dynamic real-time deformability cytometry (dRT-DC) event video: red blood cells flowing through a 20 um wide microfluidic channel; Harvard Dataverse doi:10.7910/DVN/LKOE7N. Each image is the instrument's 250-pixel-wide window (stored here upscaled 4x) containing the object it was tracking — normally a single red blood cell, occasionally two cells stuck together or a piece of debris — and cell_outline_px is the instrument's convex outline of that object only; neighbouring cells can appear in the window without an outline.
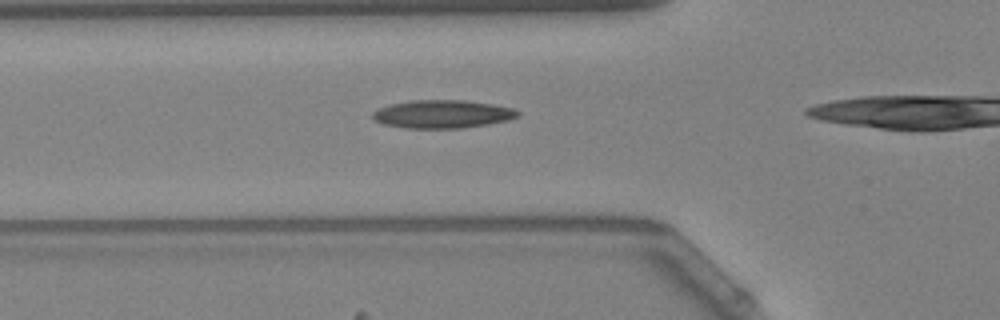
{"species": "Egyptian fruit bat (a non-hibernating species)", "species_latin": "Rousettus aegyptiacus", "temperature_condition": "warm", "stored_images_in_passage": 10, "camera_frame_rate_fps": 3000, "um_per_image_px": 0.085, "animal": {"sex": "female"}, "frame": {"image": 1, "passage_image": 2, "time_ms": 0.333, "image_size_px": [1000, 320], "cell_outline_px": [[520, 116], [508, 120], [488, 124], [464, 128], [404, 128], [384, 124], [372, 120], [372, 112], [380, 108], [392, 104], [412, 100], [464, 100], [492, 104], [512, 108], [520, 112]], "centroid_in_image_um": [37.61, 9.7], "position_along_channel_um": 88.2, "area_um2": 23.81}}
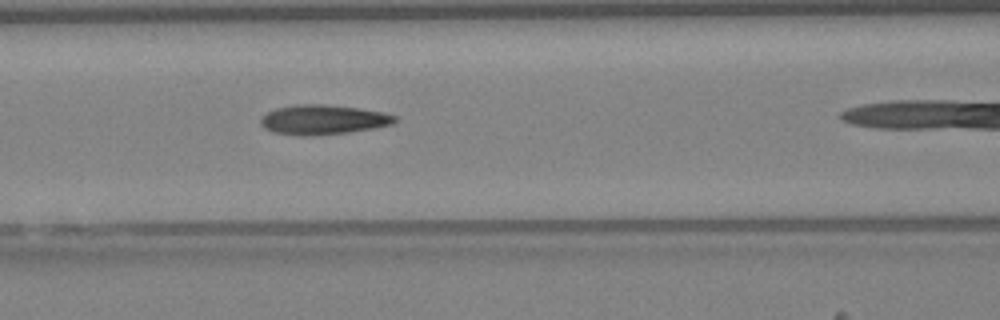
{"frame": {"image": 2, "passage_image": 6, "time_ms": 1.667, "image_size_px": [1000, 320], "cell_outline_px": [[396, 120], [392, 124], [372, 128], [348, 132], [308, 136], [300, 136], [272, 132], [264, 128], [260, 124], [260, 116], [276, 108], [296, 104], [324, 104], [360, 108], [384, 112], [396, 116]], "centroid_in_image_um": [27.42, 10.17], "position_along_channel_um": 139.2, "area_um2": 23.29}}